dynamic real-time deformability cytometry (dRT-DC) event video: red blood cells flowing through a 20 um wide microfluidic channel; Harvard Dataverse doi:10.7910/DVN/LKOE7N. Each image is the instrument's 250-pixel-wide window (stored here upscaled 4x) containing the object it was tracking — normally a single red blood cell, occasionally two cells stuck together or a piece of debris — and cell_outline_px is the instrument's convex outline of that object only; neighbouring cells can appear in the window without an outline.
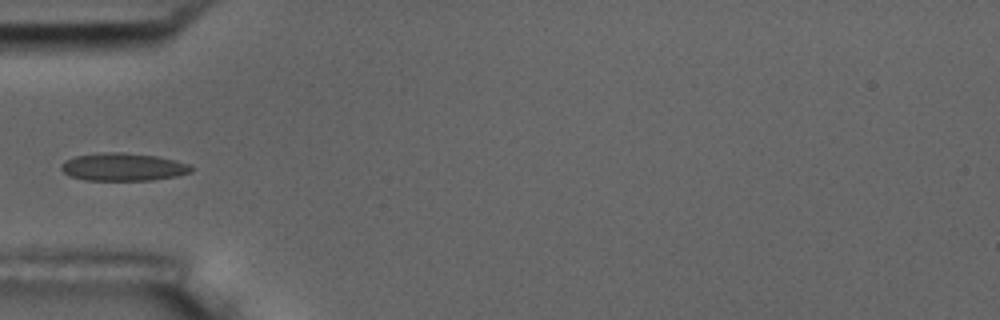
{"species": "common noctule bat (a hibernating species)", "species_latin": "Nyctalus noctula", "temperature_condition": "room temperature", "stored_images_in_passage": 10, "camera_frame_rate_fps": 3000, "um_per_image_px": 0.085, "animal": {"sex": "male", "body_mass_g": 17.5, "forearm_length_mm": 52.3}, "frame": {"image": 1, "passage_image": 5, "time_ms": 1.333, "image_size_px": [1000, 320], "cell_outline_px": [[196, 168], [192, 172], [176, 176], [152, 180], [84, 180], [68, 176], [60, 168], [60, 164], [64, 160], [76, 156], [104, 152], [124, 152], [156, 156], [176, 160], [188, 164]], "centroid_in_image_um": [10.46, 14.19], "position_along_channel_um": 74.5, "area_um2": 21.27}}
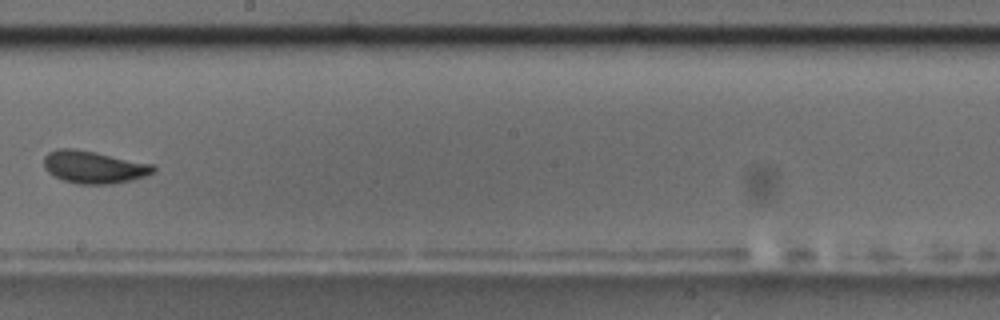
{"frame": {"image": 2, "passage_image": 9, "time_ms": 2.667, "image_size_px": [1000, 320], "cell_outline_px": [[156, 172], [132, 180], [112, 184], [80, 184], [64, 180], [48, 172], [44, 168], [44, 156], [48, 152], [60, 148], [72, 148], [96, 152], [152, 164], [156, 168]], "centroid_in_image_um": [7.98, 14.2], "position_along_channel_um": 240.2, "area_um2": 20.63}}